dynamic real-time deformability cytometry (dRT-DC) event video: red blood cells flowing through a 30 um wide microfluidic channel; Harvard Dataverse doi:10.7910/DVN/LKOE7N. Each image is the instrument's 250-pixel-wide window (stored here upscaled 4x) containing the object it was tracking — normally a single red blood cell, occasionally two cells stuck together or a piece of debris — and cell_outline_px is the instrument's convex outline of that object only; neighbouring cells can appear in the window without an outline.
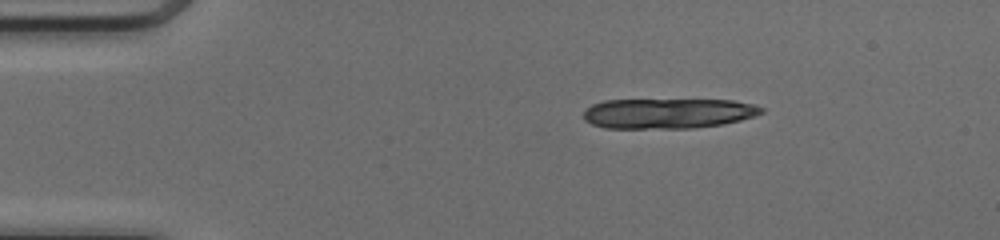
{"species": "common noctule bat (a hibernating species)", "species_latin": "Nyctalus noctula", "temperature_condition": "cold", "stored_images_in_passage": 10, "camera_frame_rate_fps": 3000, "um_per_image_px": 0.085, "animal": {"sex": "female", "body_mass_g": 17.0, "forearm_length_mm": 48.0}, "frame": {"image": 1, "passage_image": 1, "time_ms": 0.0, "image_size_px": [1000, 240], "cell_outline_px": [[764, 112], [740, 120], [724, 124], [696, 128], [604, 128], [592, 124], [584, 120], [584, 112], [592, 104], [604, 100], [732, 100], [752, 104], [764, 108]], "centroid_in_image_um": [56.77, 9.64], "position_along_channel_um": 28.2, "area_um2": 31.27}}